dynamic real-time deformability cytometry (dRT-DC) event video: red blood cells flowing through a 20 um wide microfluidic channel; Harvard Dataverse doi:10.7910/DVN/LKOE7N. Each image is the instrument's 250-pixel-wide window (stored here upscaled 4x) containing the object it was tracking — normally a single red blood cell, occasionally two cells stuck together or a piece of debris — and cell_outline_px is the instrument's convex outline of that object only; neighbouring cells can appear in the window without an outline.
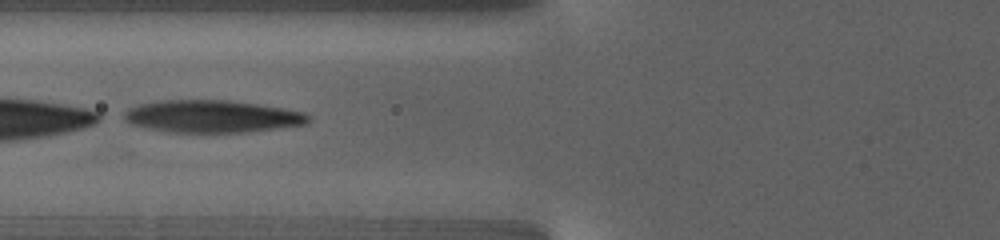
{"species": "human", "species_latin": "Homo sapiens", "temperature_condition": "warm", "stored_images_in_passage": 52, "segment_of_instrument_passage": [2, 2], "camera_frame_rate_fps": 3000, "um_per_image_px": 0.085, "donor": {"sex": "female"}, "frame": {"image": 1, "passage_image": 22, "time_ms": 10.667, "image_size_px": [1000, 240], "cell_outline_px": [[312, 120], [308, 124], [280, 128], [244, 132], [172, 132], [132, 124], [124, 116], [124, 112], [128, 108], [140, 104], [164, 100], [228, 100], [284, 108], [304, 112], [312, 116]], "centroid_in_image_um": [18.12, 9.89], "position_along_channel_um": 107.7, "area_um2": 34.56}}
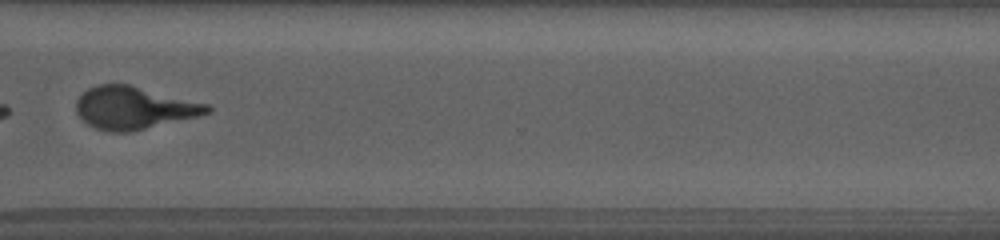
{"frame": {"image": 2, "passage_image": 41, "time_ms": 19.667, "image_size_px": [1000, 240], "cell_outline_px": [[212, 112], [196, 116], [128, 132], [112, 132], [96, 128], [88, 124], [76, 112], [76, 100], [88, 88], [96, 84], [128, 84], [208, 104], [212, 108]], "centroid_in_image_um": [11.35, 9.15], "position_along_channel_um": 359.2, "area_um2": 31.96}}